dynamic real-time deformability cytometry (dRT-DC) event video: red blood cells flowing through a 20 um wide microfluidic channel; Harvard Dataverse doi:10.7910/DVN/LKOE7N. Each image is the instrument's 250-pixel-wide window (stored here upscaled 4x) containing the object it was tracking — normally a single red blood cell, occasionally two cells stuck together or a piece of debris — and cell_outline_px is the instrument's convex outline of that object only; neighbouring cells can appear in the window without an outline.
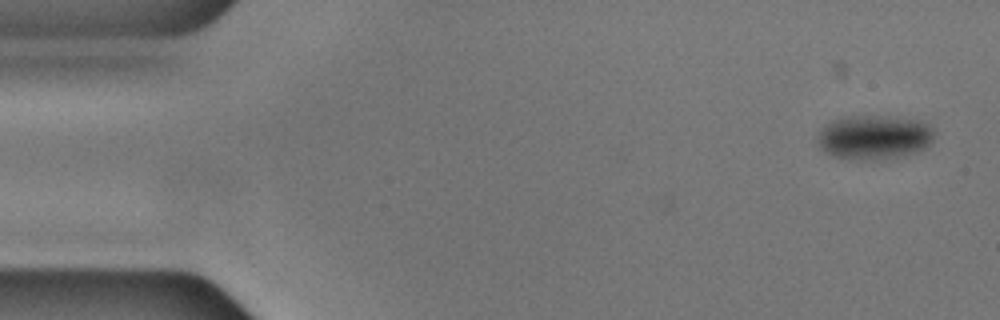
{"species": "common noctule bat (a hibernating species)", "species_latin": "Nyctalus noctula", "temperature_condition": "cold", "stored_images_in_passage": 49, "camera_frame_rate_fps": 3000, "um_per_image_px": 0.085, "animal": {"sex": "male", "body_mass_g": 17.9, "forearm_length_mm": 54.2}, "frame": {"image": 1, "passage_image": 1, "time_ms": 0.0, "image_size_px": [1000, 320], "cell_outline_px": [[932, 140], [920, 152], [908, 156], [872, 160], [864, 160], [832, 156], [824, 152], [816, 144], [816, 136], [828, 124], [836, 120], [864, 116], [872, 116], [920, 120], [928, 124], [932, 128]], "centroid_in_image_um": [74.31, 11.71], "position_along_channel_um": 10.7, "area_um2": 29.82}}
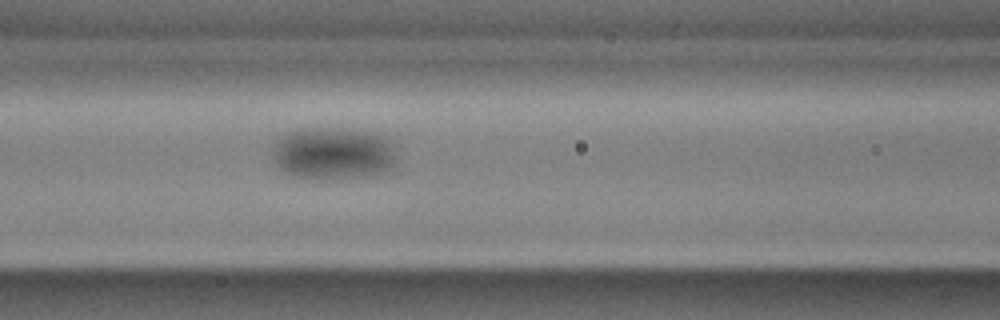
{"frame": {"image": 2, "passage_image": 21, "time_ms": 6.667, "image_size_px": [1000, 320], "cell_outline_px": [[392, 164], [388, 172], [368, 176], [308, 180], [292, 176], [284, 172], [272, 160], [272, 152], [276, 140], [288, 132], [308, 128], [340, 128], [364, 132], [380, 136], [388, 140], [392, 156]], "centroid_in_image_um": [28.2, 13.07], "position_along_channel_um": 138.4, "area_um2": 37.51}}
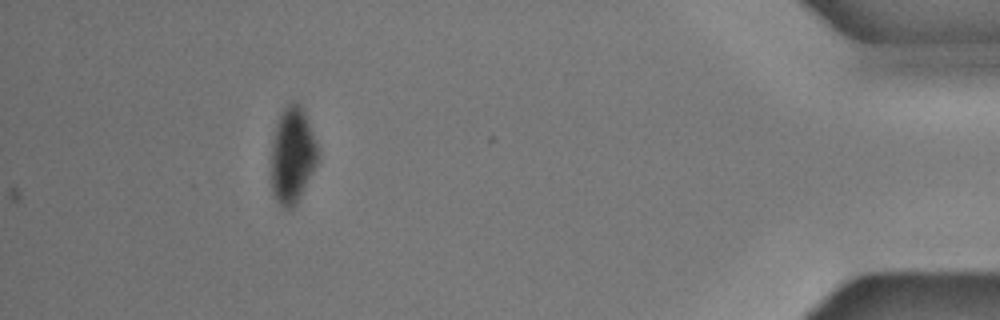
{"frame": {"image": 3, "passage_image": 49, "time_ms": 16.0, "image_size_px": [1000, 320], "cell_outline_px": [[320, 156], [296, 204], [292, 208], [284, 208], [276, 200], [272, 192], [272, 140], [276, 124], [280, 112], [292, 100], [296, 100], [300, 104], [304, 112], [320, 152]], "centroid_in_image_um": [24.85, 13.16], "position_along_channel_um": 410.3, "area_um2": 26.01}}